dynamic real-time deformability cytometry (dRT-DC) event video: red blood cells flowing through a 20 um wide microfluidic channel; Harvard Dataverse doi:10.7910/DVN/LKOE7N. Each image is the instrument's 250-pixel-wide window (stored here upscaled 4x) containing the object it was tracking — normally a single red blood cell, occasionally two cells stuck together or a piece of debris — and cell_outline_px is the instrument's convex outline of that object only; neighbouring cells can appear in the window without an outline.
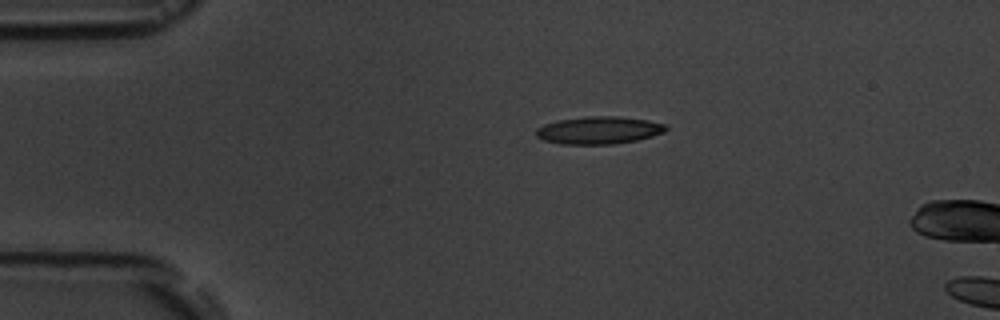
{"species": "common noctule bat (a hibernating species)", "species_latin": "Nyctalus noctula", "temperature_condition": "room temperature", "stored_images_in_passage": 3, "camera_frame_rate_fps": 3000, "um_per_image_px": 0.085, "animal": {"sex": "male", "body_mass_g": 19.5, "forearm_length_mm": 54.6}, "frame": {"image": 1, "passage_image": 1, "time_ms": 0.0, "image_size_px": [1000, 320], "cell_outline_px": [[668, 128], [664, 132], [652, 136], [636, 140], [612, 144], [560, 144], [544, 140], [536, 136], [536, 128], [544, 124], [560, 120], [584, 116], [620, 116], [648, 120], [668, 124]], "centroid_in_image_um": [50.92, 11.06], "position_along_channel_um": 34.1, "area_um2": 20.92}}